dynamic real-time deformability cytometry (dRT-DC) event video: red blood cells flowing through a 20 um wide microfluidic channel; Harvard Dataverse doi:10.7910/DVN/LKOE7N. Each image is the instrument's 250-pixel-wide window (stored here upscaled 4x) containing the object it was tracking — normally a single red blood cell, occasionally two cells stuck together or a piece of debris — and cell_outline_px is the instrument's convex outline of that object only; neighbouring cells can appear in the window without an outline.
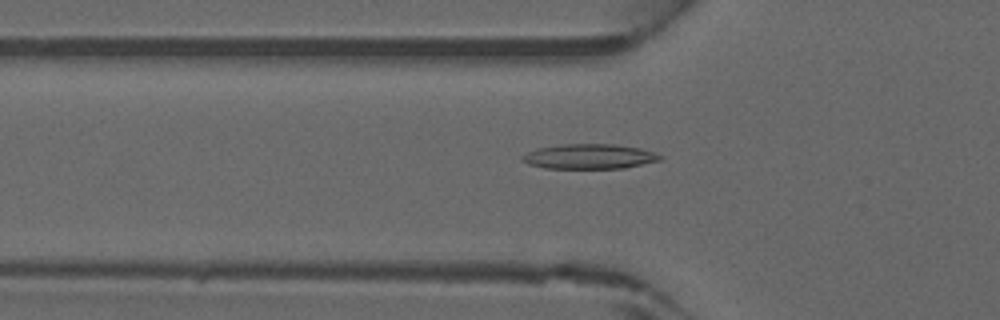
{"species": "common noctule bat (a hibernating species)", "species_latin": "Nyctalus noctula", "temperature_condition": "warm", "stored_images_in_passage": 46, "camera_frame_rate_fps": 3000, "um_per_image_px": 0.085, "animal": {"sex": "male", "forearm_length_mm": 52.5}, "frame": {"image": 1, "passage_image": 16, "time_ms": 5.0, "image_size_px": [1000, 320], "cell_outline_px": [[664, 156], [660, 160], [624, 168], [544, 168], [528, 164], [520, 160], [520, 156], [536, 148], [564, 144], [616, 144], [640, 148]], "centroid_in_image_um": [50.06, 13.3], "position_along_channel_um": 75.7, "area_um2": 20.0}}
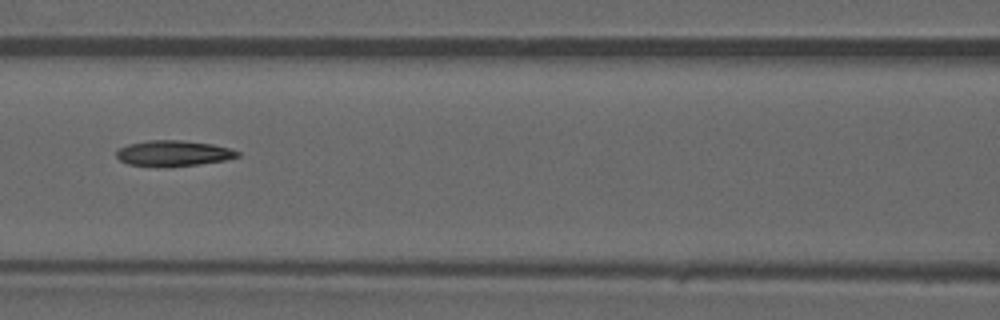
{"frame": {"image": 2, "passage_image": 21, "time_ms": 6.667, "image_size_px": [1000, 320], "cell_outline_px": [[240, 156], [224, 160], [196, 164], [128, 164], [120, 160], [116, 156], [116, 152], [120, 148], [128, 144], [148, 140], [180, 140], [212, 144], [228, 148], [240, 152]], "centroid_in_image_um": [14.75, 12.98], "position_along_channel_um": 151.8, "area_um2": 17.17}}
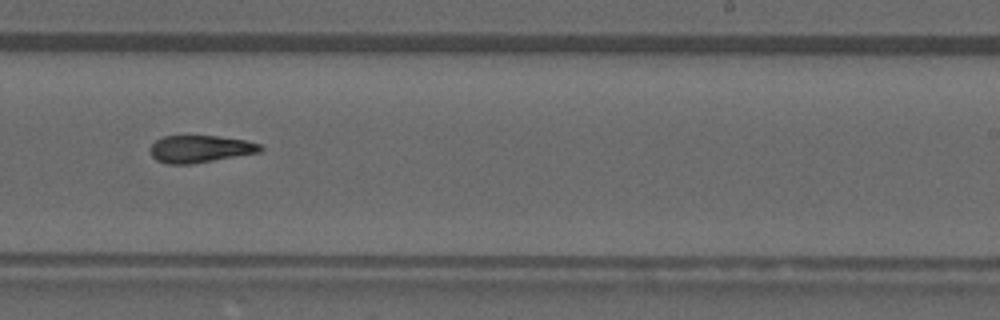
{"frame": {"image": 3, "passage_image": 29, "time_ms": 9.333, "image_size_px": [1000, 320], "cell_outline_px": [[264, 148], [260, 152], [188, 164], [168, 164], [156, 160], [152, 156], [152, 144], [156, 140], [164, 136], [216, 136], [248, 140], [260, 144]], "centroid_in_image_um": [17.04, 12.65], "position_along_channel_um": 272.0, "area_um2": 17.22}}